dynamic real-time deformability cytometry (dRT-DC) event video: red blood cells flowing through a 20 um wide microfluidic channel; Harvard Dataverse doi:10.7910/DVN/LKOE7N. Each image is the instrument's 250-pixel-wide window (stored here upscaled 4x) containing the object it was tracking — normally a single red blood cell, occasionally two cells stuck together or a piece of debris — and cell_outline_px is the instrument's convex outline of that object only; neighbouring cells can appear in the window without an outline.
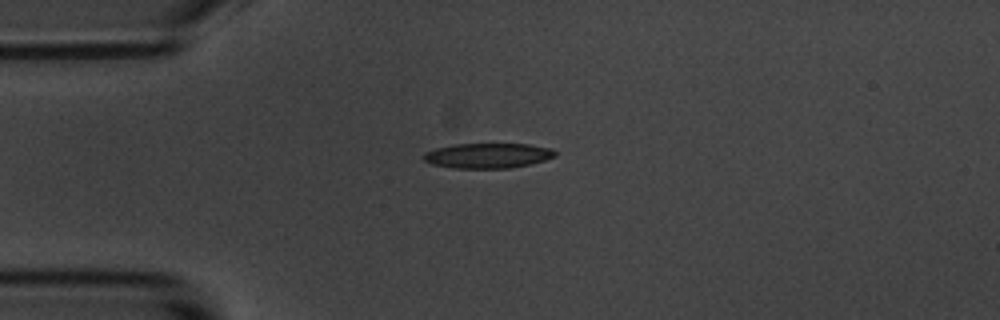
{"species": "common noctule bat (a hibernating species)", "species_latin": "Nyctalus noctula", "temperature_condition": "room temperature", "stored_images_in_passage": 12, "camera_frame_rate_fps": 3000, "um_per_image_px": 0.085, "animal": {"sex": "male", "body_mass_g": 20.1, "forearm_length_mm": 53.5}, "frame": {"image": 1, "passage_image": 1, "time_ms": 0.0, "image_size_px": [1000, 320], "cell_outline_px": [[556, 156], [544, 160], [528, 164], [508, 168], [456, 168], [432, 164], [424, 160], [424, 152], [436, 148], [452, 144], [528, 144], [552, 148], [556, 152]], "centroid_in_image_um": [41.46, 13.22], "position_along_channel_um": 43.5, "area_um2": 19.07}}
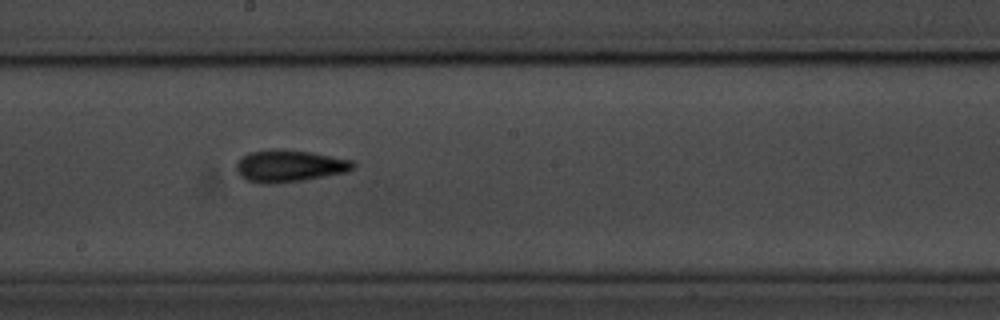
{"frame": {"image": 2, "passage_image": 6, "time_ms": 5.667, "image_size_px": [1000, 320], "cell_outline_px": [[356, 164], [348, 172], [304, 180], [268, 184], [260, 184], [248, 180], [240, 176], [236, 168], [236, 164], [248, 152], [276, 148], [280, 148], [312, 152], [352, 160]], "centroid_in_image_um": [24.6, 14.1], "position_along_channel_um": 223.6, "area_um2": 21.91}}
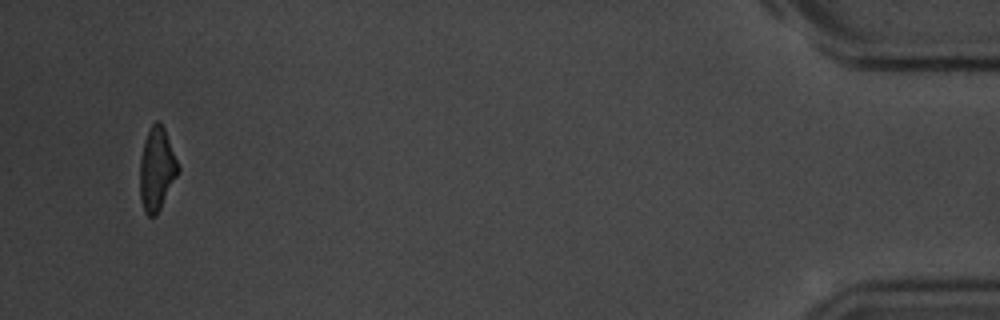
{"frame": {"image": 3, "passage_image": 12, "time_ms": 13.667, "image_size_px": [1000, 320], "cell_outline_px": [[180, 168], [156, 216], [148, 216], [144, 212], [140, 200], [140, 160], [144, 140], [152, 124], [156, 120], [160, 120], [164, 128]], "centroid_in_image_um": [13.3, 14.37], "position_along_channel_um": 421.9, "area_um2": 18.26}, "authors_computed_cell_mechanics": {"area_um2": 19.7387, "velocity_mm_per_s": 3.4885, "shape_relaxation_time_tau1_ms": 2.5208, "shape_relaxation_time_tau2_ms": 2.9681, "deformation_change_tau1": 0.0973, "deformation_change_tau2": 0.1092}}